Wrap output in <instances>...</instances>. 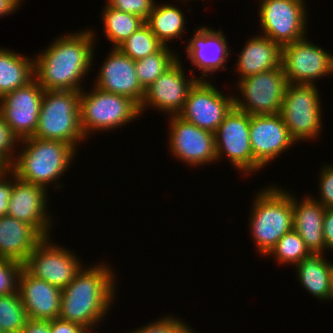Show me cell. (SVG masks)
Listing matches in <instances>:
<instances>
[{
	"instance_id": "obj_45",
	"label": "cell",
	"mask_w": 333,
	"mask_h": 333,
	"mask_svg": "<svg viewBox=\"0 0 333 333\" xmlns=\"http://www.w3.org/2000/svg\"><path fill=\"white\" fill-rule=\"evenodd\" d=\"M16 2H18L19 4L22 2V0H15Z\"/></svg>"
},
{
	"instance_id": "obj_24",
	"label": "cell",
	"mask_w": 333,
	"mask_h": 333,
	"mask_svg": "<svg viewBox=\"0 0 333 333\" xmlns=\"http://www.w3.org/2000/svg\"><path fill=\"white\" fill-rule=\"evenodd\" d=\"M239 79L281 66V47L266 36L248 39L237 60Z\"/></svg>"
},
{
	"instance_id": "obj_20",
	"label": "cell",
	"mask_w": 333,
	"mask_h": 333,
	"mask_svg": "<svg viewBox=\"0 0 333 333\" xmlns=\"http://www.w3.org/2000/svg\"><path fill=\"white\" fill-rule=\"evenodd\" d=\"M18 293L28 319L54 320L59 318L62 290L30 275L24 268L18 280Z\"/></svg>"
},
{
	"instance_id": "obj_13",
	"label": "cell",
	"mask_w": 333,
	"mask_h": 333,
	"mask_svg": "<svg viewBox=\"0 0 333 333\" xmlns=\"http://www.w3.org/2000/svg\"><path fill=\"white\" fill-rule=\"evenodd\" d=\"M250 115L233 107L214 133L217 160L224 154L234 168L253 172V151L250 143Z\"/></svg>"
},
{
	"instance_id": "obj_32",
	"label": "cell",
	"mask_w": 333,
	"mask_h": 333,
	"mask_svg": "<svg viewBox=\"0 0 333 333\" xmlns=\"http://www.w3.org/2000/svg\"><path fill=\"white\" fill-rule=\"evenodd\" d=\"M271 254L280 264L296 265L311 253L299 234L292 229L278 240L276 245L266 256Z\"/></svg>"
},
{
	"instance_id": "obj_6",
	"label": "cell",
	"mask_w": 333,
	"mask_h": 333,
	"mask_svg": "<svg viewBox=\"0 0 333 333\" xmlns=\"http://www.w3.org/2000/svg\"><path fill=\"white\" fill-rule=\"evenodd\" d=\"M79 115L81 129L87 138L91 131H109L133 121L140 116V108L129 97L94 86L91 93L84 92V89L80 91Z\"/></svg>"
},
{
	"instance_id": "obj_7",
	"label": "cell",
	"mask_w": 333,
	"mask_h": 333,
	"mask_svg": "<svg viewBox=\"0 0 333 333\" xmlns=\"http://www.w3.org/2000/svg\"><path fill=\"white\" fill-rule=\"evenodd\" d=\"M320 102L315 83L288 84L280 115L295 142L314 139L321 134Z\"/></svg>"
},
{
	"instance_id": "obj_41",
	"label": "cell",
	"mask_w": 333,
	"mask_h": 333,
	"mask_svg": "<svg viewBox=\"0 0 333 333\" xmlns=\"http://www.w3.org/2000/svg\"><path fill=\"white\" fill-rule=\"evenodd\" d=\"M20 333H51V320L28 319Z\"/></svg>"
},
{
	"instance_id": "obj_30",
	"label": "cell",
	"mask_w": 333,
	"mask_h": 333,
	"mask_svg": "<svg viewBox=\"0 0 333 333\" xmlns=\"http://www.w3.org/2000/svg\"><path fill=\"white\" fill-rule=\"evenodd\" d=\"M163 44L155 37L149 26L144 23L117 48L136 61L157 52Z\"/></svg>"
},
{
	"instance_id": "obj_12",
	"label": "cell",
	"mask_w": 333,
	"mask_h": 333,
	"mask_svg": "<svg viewBox=\"0 0 333 333\" xmlns=\"http://www.w3.org/2000/svg\"><path fill=\"white\" fill-rule=\"evenodd\" d=\"M234 107V96H224L211 82L198 80L190 89L179 117L215 133Z\"/></svg>"
},
{
	"instance_id": "obj_10",
	"label": "cell",
	"mask_w": 333,
	"mask_h": 333,
	"mask_svg": "<svg viewBox=\"0 0 333 333\" xmlns=\"http://www.w3.org/2000/svg\"><path fill=\"white\" fill-rule=\"evenodd\" d=\"M49 241L50 237L44 238L34 248L23 264V268L33 277L62 290L83 267L74 252L71 253L70 250Z\"/></svg>"
},
{
	"instance_id": "obj_33",
	"label": "cell",
	"mask_w": 333,
	"mask_h": 333,
	"mask_svg": "<svg viewBox=\"0 0 333 333\" xmlns=\"http://www.w3.org/2000/svg\"><path fill=\"white\" fill-rule=\"evenodd\" d=\"M23 264L0 258V296L18 292V280Z\"/></svg>"
},
{
	"instance_id": "obj_35",
	"label": "cell",
	"mask_w": 333,
	"mask_h": 333,
	"mask_svg": "<svg viewBox=\"0 0 333 333\" xmlns=\"http://www.w3.org/2000/svg\"><path fill=\"white\" fill-rule=\"evenodd\" d=\"M106 5L125 13L134 14L146 21L153 11L155 2L154 0H108Z\"/></svg>"
},
{
	"instance_id": "obj_40",
	"label": "cell",
	"mask_w": 333,
	"mask_h": 333,
	"mask_svg": "<svg viewBox=\"0 0 333 333\" xmlns=\"http://www.w3.org/2000/svg\"><path fill=\"white\" fill-rule=\"evenodd\" d=\"M323 237L325 241V249L333 251V208H325Z\"/></svg>"
},
{
	"instance_id": "obj_17",
	"label": "cell",
	"mask_w": 333,
	"mask_h": 333,
	"mask_svg": "<svg viewBox=\"0 0 333 333\" xmlns=\"http://www.w3.org/2000/svg\"><path fill=\"white\" fill-rule=\"evenodd\" d=\"M181 64L180 60H177L145 89L144 98L139 106L140 114L148 105L169 113L170 116L181 112L190 89L199 80L195 77H185Z\"/></svg>"
},
{
	"instance_id": "obj_21",
	"label": "cell",
	"mask_w": 333,
	"mask_h": 333,
	"mask_svg": "<svg viewBox=\"0 0 333 333\" xmlns=\"http://www.w3.org/2000/svg\"><path fill=\"white\" fill-rule=\"evenodd\" d=\"M220 30H212L206 27H200L194 31L193 38L186 46V54L192 65L202 71L199 80L207 77V73H214L220 69L226 68L224 63L229 56V49L225 35Z\"/></svg>"
},
{
	"instance_id": "obj_16",
	"label": "cell",
	"mask_w": 333,
	"mask_h": 333,
	"mask_svg": "<svg viewBox=\"0 0 333 333\" xmlns=\"http://www.w3.org/2000/svg\"><path fill=\"white\" fill-rule=\"evenodd\" d=\"M250 143L253 151V172L293 145L295 140L280 114L250 116Z\"/></svg>"
},
{
	"instance_id": "obj_15",
	"label": "cell",
	"mask_w": 333,
	"mask_h": 333,
	"mask_svg": "<svg viewBox=\"0 0 333 333\" xmlns=\"http://www.w3.org/2000/svg\"><path fill=\"white\" fill-rule=\"evenodd\" d=\"M170 119L168 141L171 154L189 166L198 167L216 162L214 133L201 129L178 115H172Z\"/></svg>"
},
{
	"instance_id": "obj_28",
	"label": "cell",
	"mask_w": 333,
	"mask_h": 333,
	"mask_svg": "<svg viewBox=\"0 0 333 333\" xmlns=\"http://www.w3.org/2000/svg\"><path fill=\"white\" fill-rule=\"evenodd\" d=\"M103 8L104 33L114 48L129 38L145 21L140 17L108 7Z\"/></svg>"
},
{
	"instance_id": "obj_43",
	"label": "cell",
	"mask_w": 333,
	"mask_h": 333,
	"mask_svg": "<svg viewBox=\"0 0 333 333\" xmlns=\"http://www.w3.org/2000/svg\"><path fill=\"white\" fill-rule=\"evenodd\" d=\"M10 170V164L0 156V177Z\"/></svg>"
},
{
	"instance_id": "obj_42",
	"label": "cell",
	"mask_w": 333,
	"mask_h": 333,
	"mask_svg": "<svg viewBox=\"0 0 333 333\" xmlns=\"http://www.w3.org/2000/svg\"><path fill=\"white\" fill-rule=\"evenodd\" d=\"M19 6L15 0H0V17L12 14Z\"/></svg>"
},
{
	"instance_id": "obj_34",
	"label": "cell",
	"mask_w": 333,
	"mask_h": 333,
	"mask_svg": "<svg viewBox=\"0 0 333 333\" xmlns=\"http://www.w3.org/2000/svg\"><path fill=\"white\" fill-rule=\"evenodd\" d=\"M162 318L142 326L143 328L135 329L132 333H194L191 327L180 319H175L171 315Z\"/></svg>"
},
{
	"instance_id": "obj_19",
	"label": "cell",
	"mask_w": 333,
	"mask_h": 333,
	"mask_svg": "<svg viewBox=\"0 0 333 333\" xmlns=\"http://www.w3.org/2000/svg\"><path fill=\"white\" fill-rule=\"evenodd\" d=\"M100 68L95 87L102 91L124 95L139 106L145 95L135 71V61L113 48Z\"/></svg>"
},
{
	"instance_id": "obj_22",
	"label": "cell",
	"mask_w": 333,
	"mask_h": 333,
	"mask_svg": "<svg viewBox=\"0 0 333 333\" xmlns=\"http://www.w3.org/2000/svg\"><path fill=\"white\" fill-rule=\"evenodd\" d=\"M44 239L30 224L7 216L0 217V258L24 264L28 255Z\"/></svg>"
},
{
	"instance_id": "obj_8",
	"label": "cell",
	"mask_w": 333,
	"mask_h": 333,
	"mask_svg": "<svg viewBox=\"0 0 333 333\" xmlns=\"http://www.w3.org/2000/svg\"><path fill=\"white\" fill-rule=\"evenodd\" d=\"M238 81L237 87L245 101L241 100L239 95L238 98L234 96V107L250 116L280 114L289 84L282 66L250 75Z\"/></svg>"
},
{
	"instance_id": "obj_29",
	"label": "cell",
	"mask_w": 333,
	"mask_h": 333,
	"mask_svg": "<svg viewBox=\"0 0 333 333\" xmlns=\"http://www.w3.org/2000/svg\"><path fill=\"white\" fill-rule=\"evenodd\" d=\"M168 48L163 45L157 52L135 61L137 79L144 90L179 59Z\"/></svg>"
},
{
	"instance_id": "obj_1",
	"label": "cell",
	"mask_w": 333,
	"mask_h": 333,
	"mask_svg": "<svg viewBox=\"0 0 333 333\" xmlns=\"http://www.w3.org/2000/svg\"><path fill=\"white\" fill-rule=\"evenodd\" d=\"M82 30L59 36L34 58V79L47 90L81 91V82L92 65L95 34ZM81 79V80H80Z\"/></svg>"
},
{
	"instance_id": "obj_14",
	"label": "cell",
	"mask_w": 333,
	"mask_h": 333,
	"mask_svg": "<svg viewBox=\"0 0 333 333\" xmlns=\"http://www.w3.org/2000/svg\"><path fill=\"white\" fill-rule=\"evenodd\" d=\"M43 94L44 89L33 79L0 98V114L19 141L34 136Z\"/></svg>"
},
{
	"instance_id": "obj_18",
	"label": "cell",
	"mask_w": 333,
	"mask_h": 333,
	"mask_svg": "<svg viewBox=\"0 0 333 333\" xmlns=\"http://www.w3.org/2000/svg\"><path fill=\"white\" fill-rule=\"evenodd\" d=\"M10 174L14 183L7 215L32 225L44 238L50 237L52 224L46 213L47 189L18 179L11 169Z\"/></svg>"
},
{
	"instance_id": "obj_27",
	"label": "cell",
	"mask_w": 333,
	"mask_h": 333,
	"mask_svg": "<svg viewBox=\"0 0 333 333\" xmlns=\"http://www.w3.org/2000/svg\"><path fill=\"white\" fill-rule=\"evenodd\" d=\"M184 14L174 5L158 3L154 5L152 13L148 16L145 23L149 26L155 37L164 45L177 37L182 38L185 32ZM183 30V31H182Z\"/></svg>"
},
{
	"instance_id": "obj_5",
	"label": "cell",
	"mask_w": 333,
	"mask_h": 333,
	"mask_svg": "<svg viewBox=\"0 0 333 333\" xmlns=\"http://www.w3.org/2000/svg\"><path fill=\"white\" fill-rule=\"evenodd\" d=\"M79 99L80 91H44L33 137L63 141L76 150L77 143L86 139L80 125Z\"/></svg>"
},
{
	"instance_id": "obj_25",
	"label": "cell",
	"mask_w": 333,
	"mask_h": 333,
	"mask_svg": "<svg viewBox=\"0 0 333 333\" xmlns=\"http://www.w3.org/2000/svg\"><path fill=\"white\" fill-rule=\"evenodd\" d=\"M324 254H310L296 264L300 284L319 300H328L331 291L333 263L326 261Z\"/></svg>"
},
{
	"instance_id": "obj_26",
	"label": "cell",
	"mask_w": 333,
	"mask_h": 333,
	"mask_svg": "<svg viewBox=\"0 0 333 333\" xmlns=\"http://www.w3.org/2000/svg\"><path fill=\"white\" fill-rule=\"evenodd\" d=\"M34 79V60L0 49V98Z\"/></svg>"
},
{
	"instance_id": "obj_23",
	"label": "cell",
	"mask_w": 333,
	"mask_h": 333,
	"mask_svg": "<svg viewBox=\"0 0 333 333\" xmlns=\"http://www.w3.org/2000/svg\"><path fill=\"white\" fill-rule=\"evenodd\" d=\"M308 197V198H307ZM293 229L299 234L310 253L324 254L323 220L325 207L313 197L302 202L292 196Z\"/></svg>"
},
{
	"instance_id": "obj_11",
	"label": "cell",
	"mask_w": 333,
	"mask_h": 333,
	"mask_svg": "<svg viewBox=\"0 0 333 333\" xmlns=\"http://www.w3.org/2000/svg\"><path fill=\"white\" fill-rule=\"evenodd\" d=\"M281 66L288 83L314 84L333 73V56L304 37L281 47Z\"/></svg>"
},
{
	"instance_id": "obj_3",
	"label": "cell",
	"mask_w": 333,
	"mask_h": 333,
	"mask_svg": "<svg viewBox=\"0 0 333 333\" xmlns=\"http://www.w3.org/2000/svg\"><path fill=\"white\" fill-rule=\"evenodd\" d=\"M24 144L15 157L10 169L22 181L42 186L56 181L71 165L76 150L68 143L59 140H43L28 137L20 140Z\"/></svg>"
},
{
	"instance_id": "obj_39",
	"label": "cell",
	"mask_w": 333,
	"mask_h": 333,
	"mask_svg": "<svg viewBox=\"0 0 333 333\" xmlns=\"http://www.w3.org/2000/svg\"><path fill=\"white\" fill-rule=\"evenodd\" d=\"M89 331L76 323L55 318L51 320V333H88Z\"/></svg>"
},
{
	"instance_id": "obj_31",
	"label": "cell",
	"mask_w": 333,
	"mask_h": 333,
	"mask_svg": "<svg viewBox=\"0 0 333 333\" xmlns=\"http://www.w3.org/2000/svg\"><path fill=\"white\" fill-rule=\"evenodd\" d=\"M28 320L19 293L0 296V329L4 333H20Z\"/></svg>"
},
{
	"instance_id": "obj_36",
	"label": "cell",
	"mask_w": 333,
	"mask_h": 333,
	"mask_svg": "<svg viewBox=\"0 0 333 333\" xmlns=\"http://www.w3.org/2000/svg\"><path fill=\"white\" fill-rule=\"evenodd\" d=\"M18 138L12 133L8 124L0 114V156L4 158L10 165L15 160L14 151L15 143L18 144Z\"/></svg>"
},
{
	"instance_id": "obj_37",
	"label": "cell",
	"mask_w": 333,
	"mask_h": 333,
	"mask_svg": "<svg viewBox=\"0 0 333 333\" xmlns=\"http://www.w3.org/2000/svg\"><path fill=\"white\" fill-rule=\"evenodd\" d=\"M320 177V199L316 201L325 208H333V165L324 166Z\"/></svg>"
},
{
	"instance_id": "obj_4",
	"label": "cell",
	"mask_w": 333,
	"mask_h": 333,
	"mask_svg": "<svg viewBox=\"0 0 333 333\" xmlns=\"http://www.w3.org/2000/svg\"><path fill=\"white\" fill-rule=\"evenodd\" d=\"M250 228L256 249L267 255L293 229L292 195L276 187L262 190L253 202Z\"/></svg>"
},
{
	"instance_id": "obj_9",
	"label": "cell",
	"mask_w": 333,
	"mask_h": 333,
	"mask_svg": "<svg viewBox=\"0 0 333 333\" xmlns=\"http://www.w3.org/2000/svg\"><path fill=\"white\" fill-rule=\"evenodd\" d=\"M304 0H261L260 27L263 36L283 47L305 37L307 31Z\"/></svg>"
},
{
	"instance_id": "obj_44",
	"label": "cell",
	"mask_w": 333,
	"mask_h": 333,
	"mask_svg": "<svg viewBox=\"0 0 333 333\" xmlns=\"http://www.w3.org/2000/svg\"><path fill=\"white\" fill-rule=\"evenodd\" d=\"M330 300L333 299V272H332V280H331V291H330V295L329 298Z\"/></svg>"
},
{
	"instance_id": "obj_2",
	"label": "cell",
	"mask_w": 333,
	"mask_h": 333,
	"mask_svg": "<svg viewBox=\"0 0 333 333\" xmlns=\"http://www.w3.org/2000/svg\"><path fill=\"white\" fill-rule=\"evenodd\" d=\"M110 269L105 263L81 269L62 289L59 318L79 324L92 332L93 327L111 308L112 299L115 298L116 278Z\"/></svg>"
},
{
	"instance_id": "obj_38",
	"label": "cell",
	"mask_w": 333,
	"mask_h": 333,
	"mask_svg": "<svg viewBox=\"0 0 333 333\" xmlns=\"http://www.w3.org/2000/svg\"><path fill=\"white\" fill-rule=\"evenodd\" d=\"M10 170L0 177V217L7 216L8 204L13 190V181L7 180ZM6 178V179H5Z\"/></svg>"
}]
</instances>
